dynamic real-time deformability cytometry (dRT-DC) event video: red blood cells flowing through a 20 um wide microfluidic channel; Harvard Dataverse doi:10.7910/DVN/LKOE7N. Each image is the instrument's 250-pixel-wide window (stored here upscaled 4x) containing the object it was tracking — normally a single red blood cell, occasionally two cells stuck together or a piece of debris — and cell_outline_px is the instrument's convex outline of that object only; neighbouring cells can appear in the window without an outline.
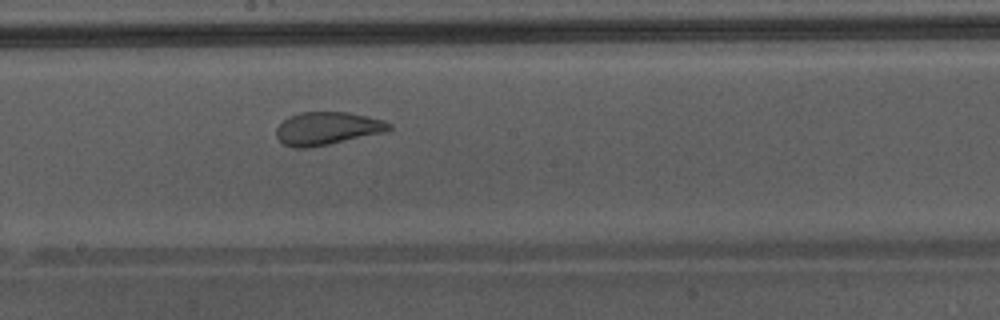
{"species": "Egyptian fruit bat (a non-hibernating species)", "species_latin": "Rousettus aegyptiacus", "temperature_condition": "warm", "stored_images_in_passage": 29, "camera_frame_rate_fps": 3000, "um_per_image_px": 0.085, "animal": {"sex": "male"}, "frame": {"image": 1, "passage_image": 13, "time_ms": 4.0, "image_size_px": [1000, 320], "cell_outline_px": [[392, 128], [384, 132], [328, 144], [304, 148], [296, 148], [284, 144], [276, 136], [276, 128], [288, 116], [300, 112], [348, 112], [384, 120], [392, 124]], "centroid_in_image_um": [27.81, 10.9], "position_along_channel_um": 220.4, "area_um2": 21.44}, "authors_computed_cell_mechanics": {"area_um2": 22.831, "velocity_mm_per_s": 4.3411, "shape_relaxation_time_tau1_ms": 10.832, "shape_relaxation_time_tau2_ms": 0.7416, "deformation_change_tau1": 0.2455, "deformation_change_tau2": 0.0704}}